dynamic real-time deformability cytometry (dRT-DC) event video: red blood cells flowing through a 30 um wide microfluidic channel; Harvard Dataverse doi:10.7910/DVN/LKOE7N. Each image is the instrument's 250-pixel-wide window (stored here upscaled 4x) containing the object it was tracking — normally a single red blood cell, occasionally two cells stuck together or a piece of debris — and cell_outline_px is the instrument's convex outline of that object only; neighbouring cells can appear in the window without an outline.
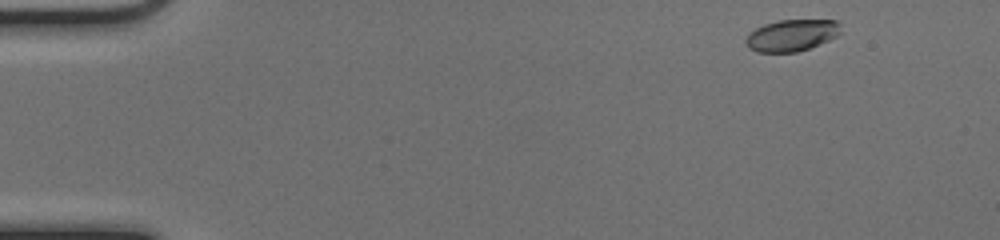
{"species": "common noctule bat (a hibernating species)", "species_latin": "Nyctalus noctula", "temperature_condition": "cold", "stored_images_in_passage": 47, "camera_frame_rate_fps": 3000, "um_per_image_px": 0.085, "animal": {"sex": "female", "body_mass_g": 17.0, "forearm_length_mm": 48.0}, "frame": {"image": 1, "passage_image": 1, "time_ms": 0.0, "image_size_px": [1000, 240], "cell_outline_px": [[840, 32], [836, 36], [828, 40], [808, 48], [796, 52], [756, 52], [748, 48], [744, 44], [744, 40], [748, 32], [764, 24], [780, 20], [836, 20], [840, 24]], "centroid_in_image_um": [67.23, 3.0], "position_along_channel_um": 17.8, "area_um2": 17.57}}
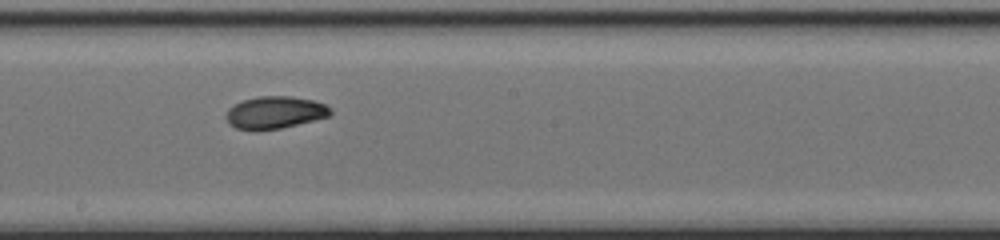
{"frame": {"image": 2, "passage_image": 25, "time_ms": 8.0, "image_size_px": [1000, 240], "cell_outline_px": [[332, 112], [328, 116], [280, 128], [236, 128], [228, 124], [224, 116], [228, 108], [244, 100], [260, 96], [288, 96], [312, 100], [324, 104], [332, 108]], "centroid_in_image_um": [23.35, 9.53], "position_along_channel_um": 224.8, "area_um2": 19.07}}
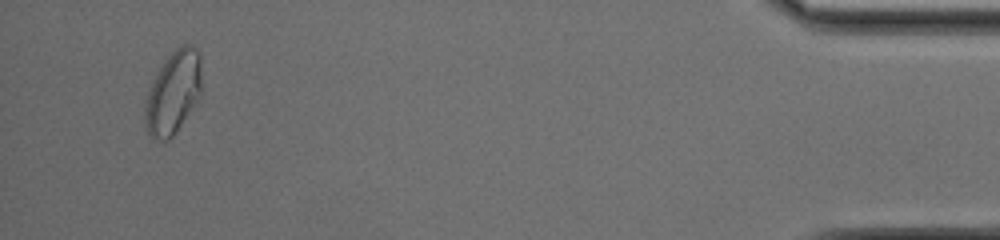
{"frame": {"image": 3, "passage_image": 45, "time_ms": 14.667, "image_size_px": [1000, 240], "cell_outline_px": [[200, 96], [172, 136], [168, 140], [152, 140], [144, 124], [144, 104], [152, 80], [156, 72], [164, 60], [176, 48], [184, 44], [192, 44], [200, 52]], "centroid_in_image_um": [14.69, 7.85], "position_along_channel_um": 420.5, "area_um2": 27.28}, "authors_computed_cell_mechanics": {"area_um2": 19.7098, "velocity_mm_per_s": 4.0755, "shape_relaxation_time_tau1_ms": 3.0709, "shape_relaxation_time_tau2_ms": 5.2878, "deformation_change_tau1": 0.1427, "deformation_change_tau2": 0.1016}}